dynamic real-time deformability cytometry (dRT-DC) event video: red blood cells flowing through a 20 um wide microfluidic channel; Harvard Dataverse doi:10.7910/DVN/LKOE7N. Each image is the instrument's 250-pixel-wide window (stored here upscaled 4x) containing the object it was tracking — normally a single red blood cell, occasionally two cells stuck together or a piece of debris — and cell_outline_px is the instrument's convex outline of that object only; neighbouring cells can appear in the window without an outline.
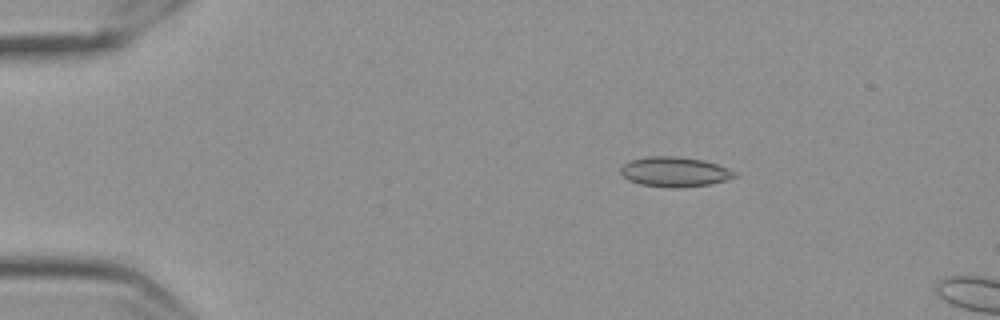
{"species": "Egyptian fruit bat (a non-hibernating species)", "species_latin": "Rousettus aegyptiacus", "temperature_condition": "cold", "stored_images_in_passage": 5, "camera_frame_rate_fps": 3000, "um_per_image_px": 0.085, "frame": {"image": 1, "passage_image": 1, "time_ms": 0.0, "image_size_px": [1000, 320], "cell_outline_px": [[740, 176], [728, 180], [712, 184], [680, 188], [668, 188], [640, 184], [628, 180], [620, 172], [620, 168], [628, 160], [644, 156], [676, 156], [704, 160], [728, 168], [736, 172]], "centroid_in_image_um": [57.37, 14.61], "position_along_channel_um": 27.6, "area_um2": 20.29}}